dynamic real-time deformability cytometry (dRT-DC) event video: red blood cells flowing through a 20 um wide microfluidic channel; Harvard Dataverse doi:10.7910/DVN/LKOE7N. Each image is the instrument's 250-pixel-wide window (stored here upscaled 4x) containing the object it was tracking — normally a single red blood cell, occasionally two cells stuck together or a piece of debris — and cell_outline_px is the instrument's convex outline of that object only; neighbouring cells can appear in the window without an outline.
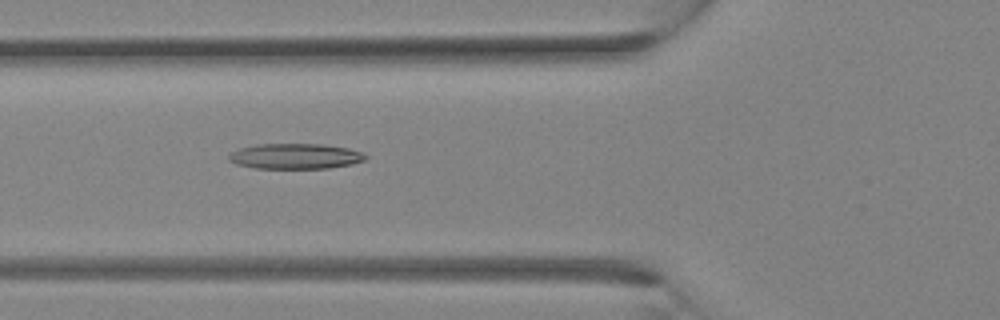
{"species": "Egyptian fruit bat (a non-hibernating species)", "species_latin": "Rousettus aegyptiacus", "temperature_condition": "room temperature", "stored_images_in_passage": 32, "camera_frame_rate_fps": 3000, "um_per_image_px": 0.085, "animal": {"sex": "female"}, "frame": {"image": 1, "passage_image": 12, "time_ms": 3.667, "image_size_px": [1000, 320], "cell_outline_px": [[368, 156], [364, 160], [352, 164], [328, 168], [256, 168], [236, 164], [228, 160], [228, 156], [232, 152], [240, 148], [260, 144], [324, 144], [348, 148], [360, 152]], "centroid_in_image_um": [25.1, 13.28], "position_along_channel_um": 100.7, "area_um2": 20.11}}
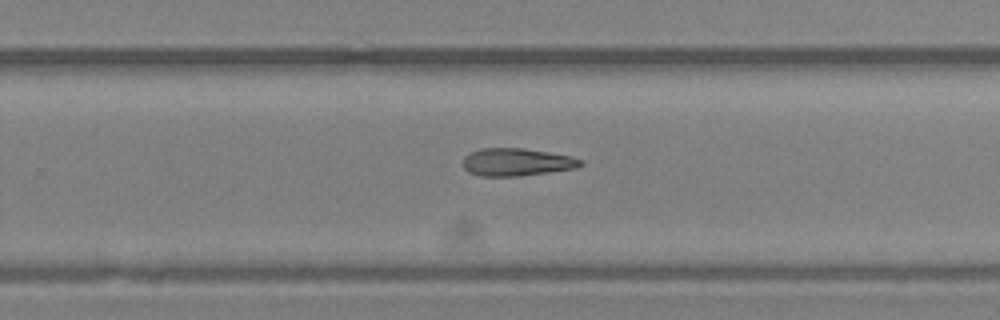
{"frame": {"image": 2, "passage_image": 21, "time_ms": 6.667, "image_size_px": [1000, 320], "cell_outline_px": [[584, 164], [576, 168], [548, 172], [516, 176], [480, 176], [468, 172], [460, 164], [464, 156], [480, 148], [524, 148], [572, 156], [580, 160]], "centroid_in_image_um": [43.86, 13.77], "position_along_channel_um": 285.9, "area_um2": 19.02}}
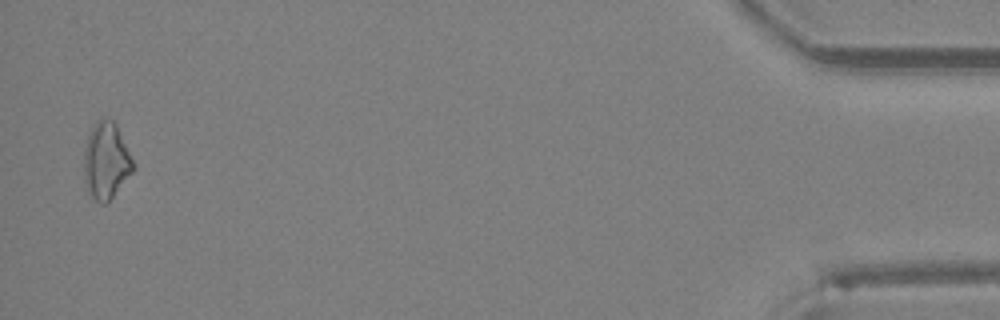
{"frame": {"image": 3, "passage_image": 32, "time_ms": 10.333, "image_size_px": [1000, 320], "cell_outline_px": [[136, 168], [112, 196], [104, 204], [100, 204], [88, 192], [84, 180], [84, 148], [88, 136], [96, 120], [104, 116], [112, 120], [116, 124], [136, 164]], "centroid_in_image_um": [9.03, 13.63], "position_along_channel_um": 426.2, "area_um2": 22.08}}